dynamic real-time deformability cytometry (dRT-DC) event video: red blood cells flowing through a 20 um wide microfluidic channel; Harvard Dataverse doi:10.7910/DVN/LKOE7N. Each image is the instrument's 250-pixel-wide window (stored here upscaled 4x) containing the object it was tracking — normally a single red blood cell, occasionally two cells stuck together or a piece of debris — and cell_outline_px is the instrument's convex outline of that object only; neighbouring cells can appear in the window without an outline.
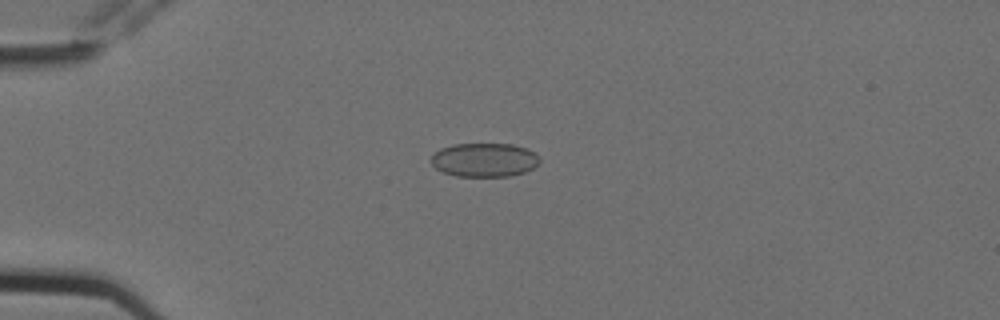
{"species": "Egyptian fruit bat (a non-hibernating species)", "species_latin": "Rousettus aegyptiacus", "temperature_condition": "cold", "stored_images_in_passage": 5, "camera_frame_rate_fps": 3000, "um_per_image_px": 0.085, "animal": {"sex": "female"}, "frame": {"image": 1, "passage_image": 4, "time_ms": 1.0, "image_size_px": [1000, 320], "cell_outline_px": [[540, 160], [532, 168], [524, 172], [508, 176], [456, 176], [444, 172], [436, 168], [428, 160], [440, 148], [452, 144], [512, 144], [528, 148], [536, 152]], "centroid_in_image_um": [41.16, 13.58], "position_along_channel_um": 43.8, "area_um2": 21.44}}